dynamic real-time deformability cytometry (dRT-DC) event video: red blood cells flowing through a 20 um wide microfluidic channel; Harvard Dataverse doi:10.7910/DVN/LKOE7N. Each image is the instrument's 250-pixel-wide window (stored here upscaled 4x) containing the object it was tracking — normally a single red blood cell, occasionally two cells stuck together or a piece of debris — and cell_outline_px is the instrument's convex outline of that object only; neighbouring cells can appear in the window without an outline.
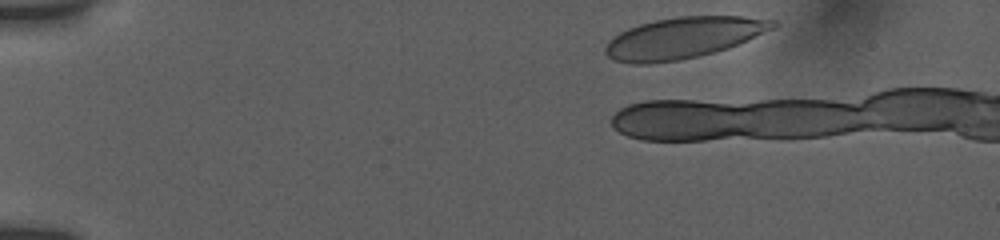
{"species": "human", "species_latin": "Homo sapiens", "temperature_condition": "room temperature", "stored_images_in_passage": 6, "camera_frame_rate_fps": 3000, "um_per_image_px": 0.085, "donor": {"sex": "female"}, "frame": {"image": 1, "passage_image": 2, "time_ms": 0.333, "image_size_px": [1000, 240], "cell_outline_px": [[780, 24], [776, 28], [728, 48], [680, 60], [648, 64], [632, 64], [612, 60], [604, 52], [604, 48], [608, 40], [612, 36], [628, 28], [640, 24], [656, 20], [676, 16], [744, 16], [776, 20]], "centroid_in_image_um": [58.08, 3.21], "position_along_channel_um": 26.9, "area_um2": 40.46}}